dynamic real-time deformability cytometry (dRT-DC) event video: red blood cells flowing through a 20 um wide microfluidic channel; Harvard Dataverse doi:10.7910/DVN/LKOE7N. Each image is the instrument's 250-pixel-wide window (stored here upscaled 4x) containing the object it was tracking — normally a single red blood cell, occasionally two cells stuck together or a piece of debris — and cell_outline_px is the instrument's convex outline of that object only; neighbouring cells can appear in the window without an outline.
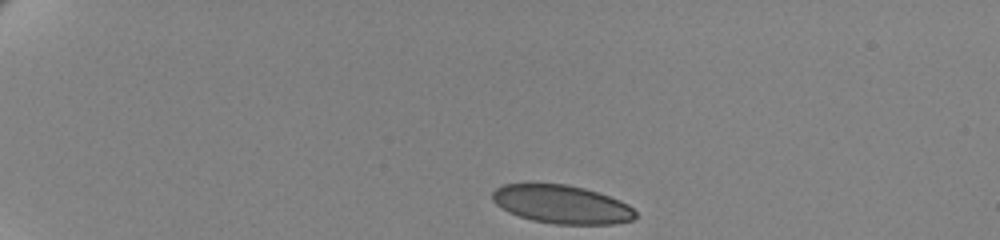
{"species": "human", "species_latin": "Homo sapiens", "temperature_condition": "cold", "stored_images_in_passage": 47, "camera_frame_rate_fps": 3000, "um_per_image_px": 0.085, "donor": {"sex": "female"}, "frame": {"image": 1, "passage_image": 1, "time_ms": 0.0, "image_size_px": [1000, 240], "cell_outline_px": [[636, 216], [632, 220], [612, 224], [556, 224], [532, 220], [508, 212], [496, 204], [492, 200], [492, 192], [496, 188], [504, 184], [568, 184], [584, 188], [620, 200], [628, 204], [636, 212]], "centroid_in_image_um": [47.74, 17.37], "position_along_channel_um": 37.3, "area_um2": 31.85}}
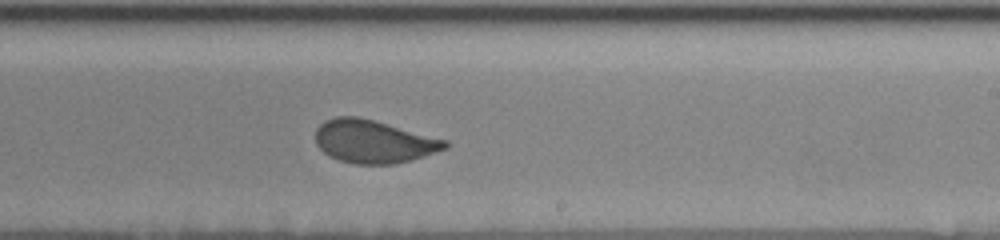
{"frame": {"image": 2, "passage_image": 27, "time_ms": 8.667, "image_size_px": [1000, 240], "cell_outline_px": [[448, 148], [424, 156], [392, 164], [352, 164], [340, 160], [324, 152], [316, 144], [316, 128], [324, 120], [336, 116], [356, 116], [372, 120], [448, 140]], "centroid_in_image_um": [31.74, 12.02], "position_along_channel_um": 257.3, "area_um2": 32.19}}
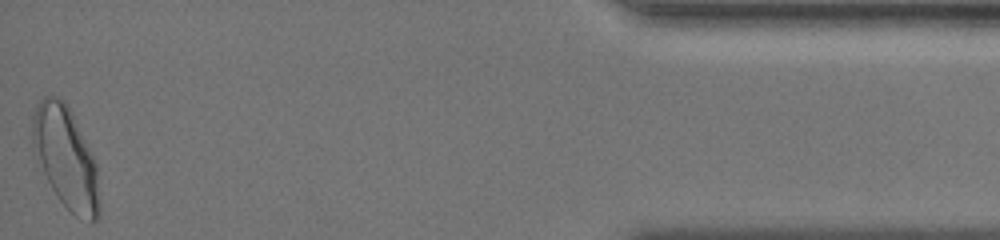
{"frame": {"image": 3, "passage_image": 47, "time_ms": 15.333, "image_size_px": [1000, 240], "cell_outline_px": [[100, 216], [96, 220], [92, 220], [76, 216], [56, 196], [32, 148], [32, 116], [40, 100], [44, 96], [56, 96], [64, 100], [68, 104], [72, 112], [96, 164], [100, 204]], "centroid_in_image_um": [5.59, 13.38], "position_along_channel_um": 429.6, "area_um2": 39.07}, "authors_computed_cell_mechanics": {"area_um2": 33.4662, "velocity_mm_per_s": 3.4807, "shape_relaxation_time_tau1_ms": 5.5184, "shape_relaxation_time_tau2_ms": null, "deformation_change_tau1": 0.1197, "deformation_change_tau2": null}}